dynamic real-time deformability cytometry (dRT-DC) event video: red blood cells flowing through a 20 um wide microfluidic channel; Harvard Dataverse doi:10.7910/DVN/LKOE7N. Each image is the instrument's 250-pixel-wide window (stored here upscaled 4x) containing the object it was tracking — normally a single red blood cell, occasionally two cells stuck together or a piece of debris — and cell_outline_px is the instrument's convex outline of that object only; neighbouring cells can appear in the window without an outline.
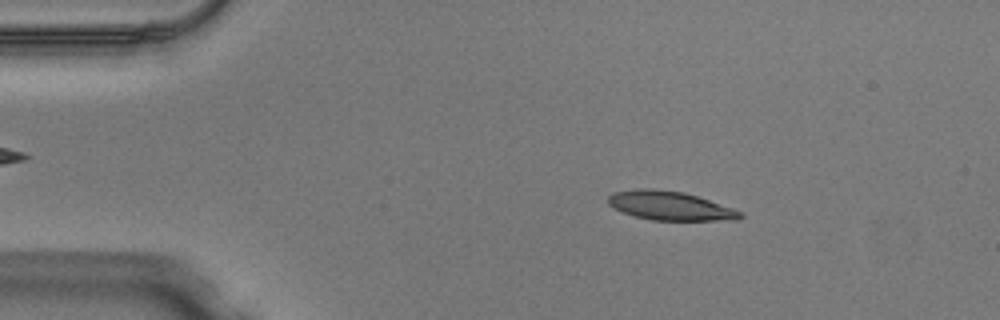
{"species": "Egyptian fruit bat (a non-hibernating species)", "species_latin": "Rousettus aegyptiacus", "temperature_condition": "warm", "stored_images_in_passage": 49, "camera_frame_rate_fps": 3000, "um_per_image_px": 0.085, "animal": {"sex": "male"}, "frame": {"image": 1, "passage_image": 8, "time_ms": 2.333, "image_size_px": [1000, 320], "cell_outline_px": [[744, 216], [736, 220], [652, 220], [636, 216], [624, 212], [608, 204], [608, 196], [612, 192], [644, 188], [652, 188], [684, 192], [744, 212]], "centroid_in_image_um": [56.97, 17.49], "position_along_channel_um": 28.0, "area_um2": 22.02}}
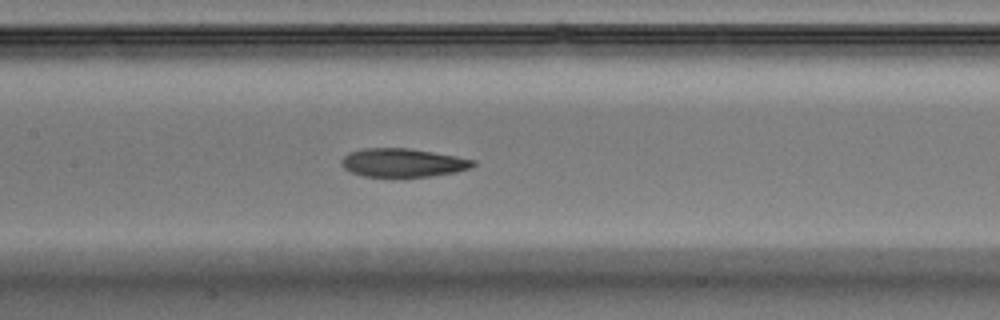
{"frame": {"image": 2, "passage_image": 23, "time_ms": 7.333, "image_size_px": [1000, 320], "cell_outline_px": [[476, 164], [468, 168], [456, 172], [428, 176], [364, 176], [352, 172], [344, 168], [340, 164], [340, 160], [348, 152], [364, 148], [408, 148], [456, 156], [476, 160]], "centroid_in_image_um": [34.21, 13.82], "position_along_channel_um": 173.2, "area_um2": 21.68}}
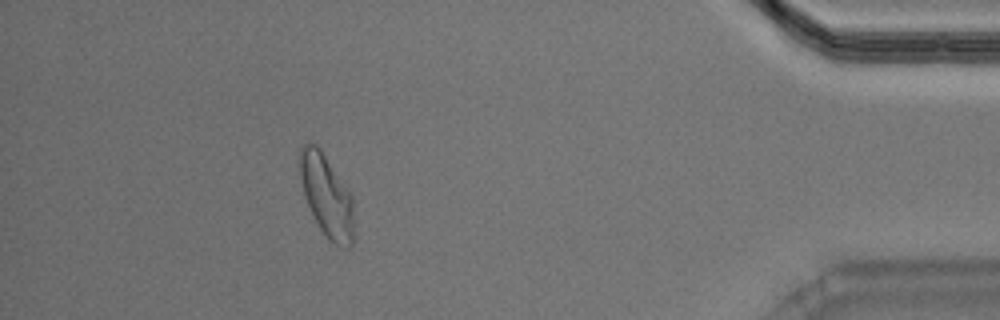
{"frame": {"image": 3, "passage_image": 44, "time_ms": 14.333, "image_size_px": [1000, 320], "cell_outline_px": [[352, 244], [348, 248], [340, 248], [328, 240], [320, 228], [304, 196], [296, 156], [300, 148], [304, 144], [316, 144], [320, 148], [352, 196]], "centroid_in_image_um": [27.71, 16.61], "position_along_channel_um": 407.5, "area_um2": 25.72}, "authors_computed_cell_mechanics": {"area_um2": 22.542, "velocity_mm_per_s": 4.0745, "shape_relaxation_time_tau1_ms": 6.352, "shape_relaxation_time_tau2_ms": 2.5399, "deformation_change_tau1": 0.198, "deformation_change_tau2": 0.0865}}